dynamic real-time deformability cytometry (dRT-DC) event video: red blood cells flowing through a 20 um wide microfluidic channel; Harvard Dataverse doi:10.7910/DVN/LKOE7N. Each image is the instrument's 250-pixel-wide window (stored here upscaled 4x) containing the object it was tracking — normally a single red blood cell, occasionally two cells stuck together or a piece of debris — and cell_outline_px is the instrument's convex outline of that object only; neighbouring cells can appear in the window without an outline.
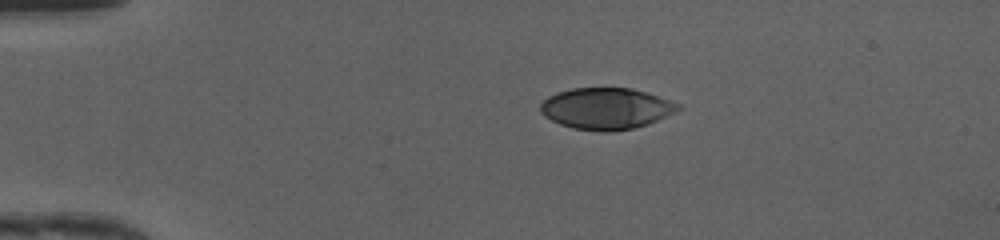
{"species": "human", "species_latin": "Homo sapiens", "temperature_condition": "cold", "stored_images_in_passage": 39, "camera_frame_rate_fps": 3000, "um_per_image_px": 0.085, "donor": {"sex": "female"}, "frame": {"image": 1, "passage_image": 1, "time_ms": 0.0, "image_size_px": [1000, 240], "cell_outline_px": [[684, 108], [676, 112], [648, 124], [632, 128], [608, 132], [604, 132], [572, 128], [560, 124], [544, 116], [540, 112], [540, 104], [548, 96], [556, 92], [572, 88], [632, 88], [680, 104]], "centroid_in_image_um": [51.51, 9.23], "position_along_channel_um": 33.5, "area_um2": 33.18}}
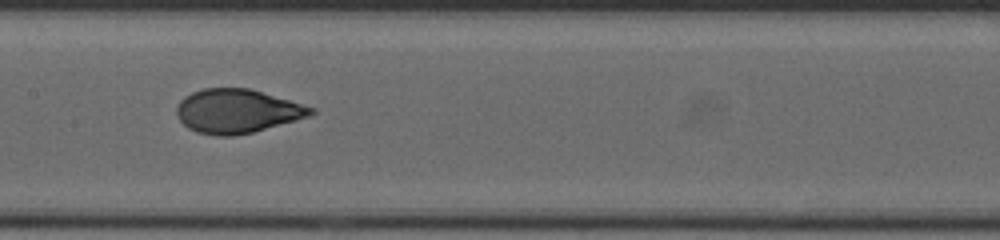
{"frame": {"image": 2, "passage_image": 16, "time_ms": 5.0, "image_size_px": [1000, 240], "cell_outline_px": [[316, 112], [308, 116], [296, 120], [252, 132], [232, 136], [216, 136], [196, 132], [188, 128], [176, 116], [176, 108], [180, 100], [184, 96], [192, 92], [204, 88], [248, 88], [316, 108]], "centroid_in_image_um": [20.12, 9.45], "position_along_channel_um": 187.3, "area_um2": 34.22}}
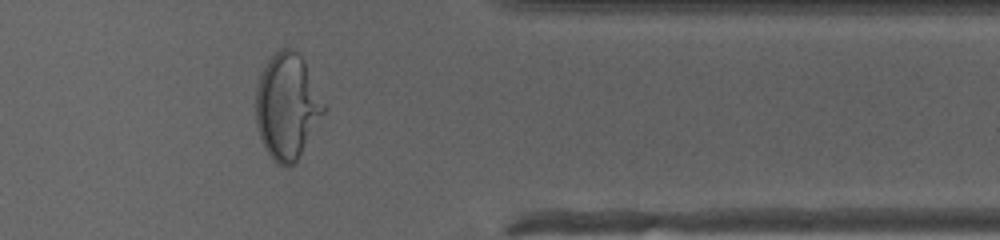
{"frame": {"image": 3, "passage_image": 31, "time_ms": 10.0, "image_size_px": [1000, 240], "cell_outline_px": [[328, 108], [296, 164], [288, 168], [276, 164], [264, 148], [260, 140], [256, 128], [256, 88], [260, 72], [268, 60], [280, 48], [288, 48], [296, 52], [304, 60], [328, 104]], "centroid_in_image_um": [24.44, 9.08], "position_along_channel_um": 387.0, "area_um2": 43.06}, "authors_computed_cell_mechanics": {"area_um2": 34.2754, "velocity_mm_per_s": 4.2104, "shape_relaxation_time_tau1_ms": 5.4261, "shape_relaxation_time_tau2_ms": null, "deformation_change_tau1": 0.2293, "deformation_change_tau2": null}}